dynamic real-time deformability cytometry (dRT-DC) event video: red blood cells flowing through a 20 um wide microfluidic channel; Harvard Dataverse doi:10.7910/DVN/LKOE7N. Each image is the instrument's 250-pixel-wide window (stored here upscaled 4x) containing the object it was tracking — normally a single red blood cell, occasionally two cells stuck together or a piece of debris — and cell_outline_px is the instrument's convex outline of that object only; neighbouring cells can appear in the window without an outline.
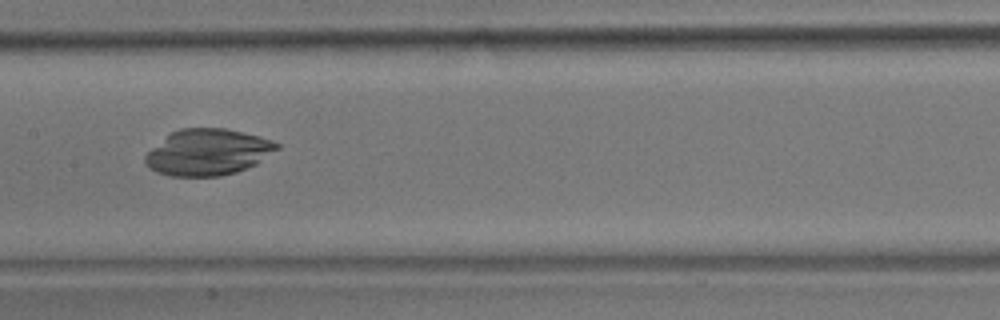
{"species": "common noctule bat (a hibernating species)", "species_latin": "Nyctalus noctula", "temperature_condition": "room temperature", "stored_images_in_passage": 10, "camera_frame_rate_fps": 3000, "um_per_image_px": 0.085, "animal": {"sex": "male", "body_mass_g": 17.9}, "frame": {"image": 1, "passage_image": 9, "time_ms": 9.333, "image_size_px": [1000, 320], "cell_outline_px": [[280, 148], [256, 164], [236, 172], [220, 176], [168, 176], [156, 172], [148, 168], [144, 160], [144, 156], [152, 148], [172, 132], [180, 128], [224, 128], [272, 140], [280, 144]], "centroid_in_image_um": [17.65, 12.95], "position_along_channel_um": 189.7, "area_um2": 35.32}}